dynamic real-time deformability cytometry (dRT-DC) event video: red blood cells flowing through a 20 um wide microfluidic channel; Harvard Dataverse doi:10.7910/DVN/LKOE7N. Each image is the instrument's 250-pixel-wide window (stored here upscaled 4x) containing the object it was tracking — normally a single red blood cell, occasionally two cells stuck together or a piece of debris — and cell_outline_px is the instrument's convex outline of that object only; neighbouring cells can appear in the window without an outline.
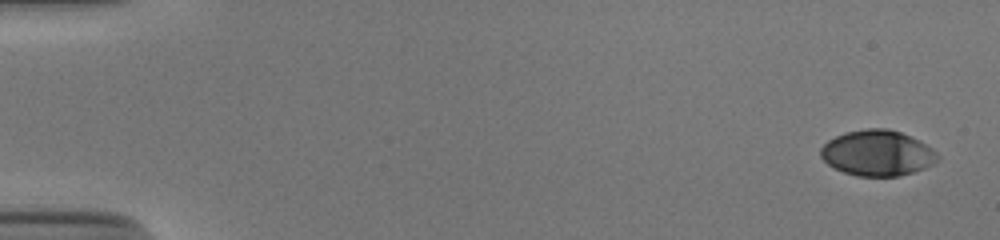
{"species": "human", "species_latin": "Homo sapiens", "temperature_condition": "cold", "stored_images_in_passage": 53, "camera_frame_rate_fps": 3000, "um_per_image_px": 0.085, "donor": {"sex": "male"}, "frame": {"image": 1, "passage_image": 1, "time_ms": 0.0, "image_size_px": [1000, 240], "cell_outline_px": [[940, 156], [932, 164], [924, 168], [900, 176], [856, 176], [832, 168], [820, 156], [820, 148], [828, 140], [844, 132], [868, 128], [888, 128], [900, 132], [932, 148]], "centroid_in_image_um": [74.53, 13.01], "position_along_channel_um": 10.5, "area_um2": 30.98}}
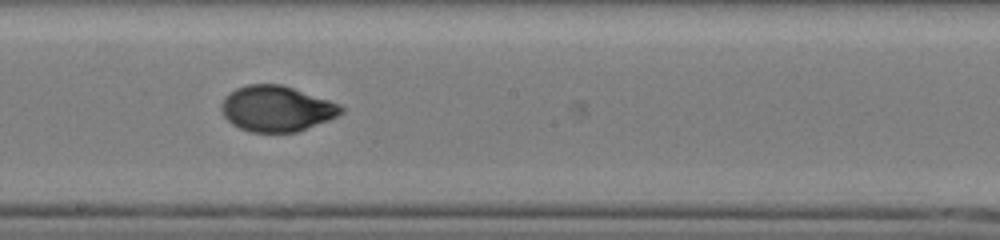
{"frame": {"image": 2, "passage_image": 30, "time_ms": 9.667, "image_size_px": [1000, 240], "cell_outline_px": [[344, 112], [328, 120], [296, 132], [252, 132], [240, 128], [232, 124], [224, 116], [220, 108], [220, 104], [224, 96], [236, 88], [248, 84], [280, 84], [340, 104], [344, 108]], "centroid_in_image_um": [23.47, 9.23], "position_along_channel_um": 224.7, "area_um2": 31.67}}
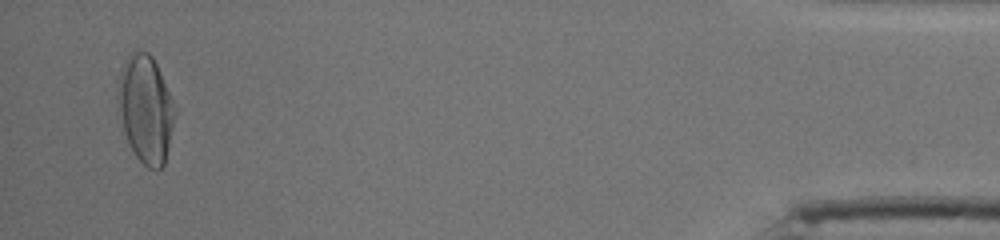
{"frame": {"image": 3, "passage_image": 51, "time_ms": 16.667, "image_size_px": [1000, 240], "cell_outline_px": [[176, 116], [164, 164], [156, 172], [148, 168], [136, 156], [124, 132], [116, 96], [120, 72], [124, 60], [132, 52], [148, 52], [152, 56], [156, 64], [172, 100]], "centroid_in_image_um": [12.37, 9.28], "position_along_channel_um": 422.8, "area_um2": 35.32}, "authors_computed_cell_mechanics": {"area_um2": 31.7322, "velocity_mm_per_s": 3.8763, "shape_relaxation_time_tau1_ms": 5.0122, "shape_relaxation_time_tau2_ms": 0.7337, "deformation_change_tau1": 0.2131, "deformation_change_tau2": 0.0393}}